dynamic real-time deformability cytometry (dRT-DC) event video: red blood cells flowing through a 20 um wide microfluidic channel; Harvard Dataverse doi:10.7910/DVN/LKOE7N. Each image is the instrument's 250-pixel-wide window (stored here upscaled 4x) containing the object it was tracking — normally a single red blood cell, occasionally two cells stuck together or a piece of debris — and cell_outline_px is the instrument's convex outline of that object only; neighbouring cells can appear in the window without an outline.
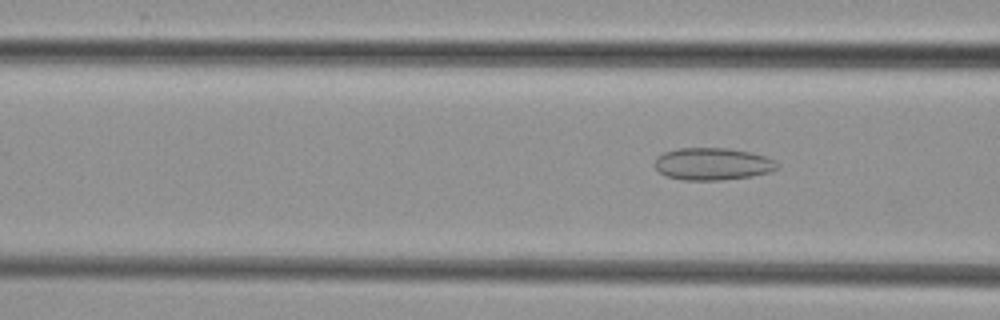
{"species": "common noctule bat (a hibernating species)", "species_latin": "Nyctalus noctula", "temperature_condition": "cold", "stored_images_in_passage": 3, "camera_frame_rate_fps": 3000, "um_per_image_px": 0.085, "animal": {"sex": "female", "body_mass_g": 29.2, "forearm_length_mm": 56.3}, "frame": {"image": 1, "passage_image": 3, "time_ms": 3.0, "image_size_px": [1000, 320], "cell_outline_px": [[780, 168], [768, 172], [752, 176], [720, 180], [684, 180], [664, 176], [656, 168], [656, 160], [664, 152], [680, 148], [728, 148], [752, 152], [776, 160], [780, 164]], "centroid_in_image_um": [60.62, 13.94], "position_along_channel_um": 106.0, "area_um2": 23.06}}